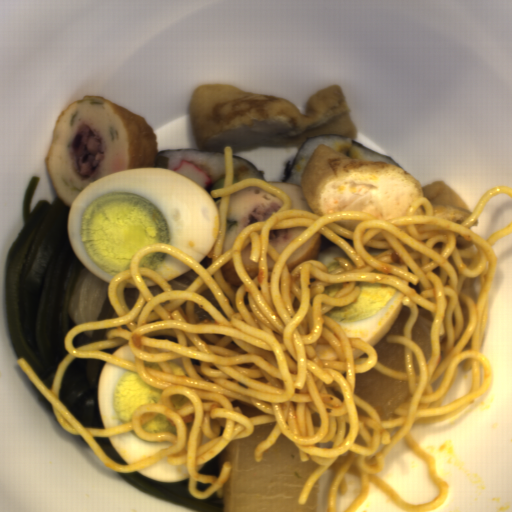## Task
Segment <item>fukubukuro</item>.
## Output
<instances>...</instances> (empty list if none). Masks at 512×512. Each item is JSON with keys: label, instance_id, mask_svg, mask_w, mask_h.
I'll list each match as a JSON object with an SVG mask.
<instances>
[{"label": "fukubukuro", "instance_id": "obj_8", "mask_svg": "<svg viewBox=\"0 0 512 512\" xmlns=\"http://www.w3.org/2000/svg\"><path fill=\"white\" fill-rule=\"evenodd\" d=\"M222 274L224 279L227 281V283L231 286V288L236 293L237 290L240 288V286L243 284L242 281L239 279L235 272V268L233 265L232 259L225 264L222 268Z\"/></svg>", "mask_w": 512, "mask_h": 512}, {"label": "fukubukuro", "instance_id": "obj_7", "mask_svg": "<svg viewBox=\"0 0 512 512\" xmlns=\"http://www.w3.org/2000/svg\"><path fill=\"white\" fill-rule=\"evenodd\" d=\"M241 257L244 265V269L250 279L252 280L254 277L258 275L259 263L251 260V242L244 247L241 251Z\"/></svg>", "mask_w": 512, "mask_h": 512}, {"label": "fukubukuro", "instance_id": "obj_2", "mask_svg": "<svg viewBox=\"0 0 512 512\" xmlns=\"http://www.w3.org/2000/svg\"><path fill=\"white\" fill-rule=\"evenodd\" d=\"M267 183L288 195V209L321 217L336 211H365L382 220L397 218L406 216L419 197L431 201L436 217L461 224L472 214L442 180L424 187L397 164L353 157L325 143L311 154L298 184Z\"/></svg>", "mask_w": 512, "mask_h": 512}, {"label": "fukubukuro", "instance_id": "obj_9", "mask_svg": "<svg viewBox=\"0 0 512 512\" xmlns=\"http://www.w3.org/2000/svg\"><path fill=\"white\" fill-rule=\"evenodd\" d=\"M479 224H480L479 219L476 218L468 229H470L471 231L474 232L478 228Z\"/></svg>", "mask_w": 512, "mask_h": 512}, {"label": "fukubukuro", "instance_id": "obj_3", "mask_svg": "<svg viewBox=\"0 0 512 512\" xmlns=\"http://www.w3.org/2000/svg\"><path fill=\"white\" fill-rule=\"evenodd\" d=\"M45 162L56 195L71 207L85 186L109 173L157 168V142L145 119L87 94L60 112Z\"/></svg>", "mask_w": 512, "mask_h": 512}, {"label": "fukubukuro", "instance_id": "obj_1", "mask_svg": "<svg viewBox=\"0 0 512 512\" xmlns=\"http://www.w3.org/2000/svg\"><path fill=\"white\" fill-rule=\"evenodd\" d=\"M189 118L201 152L233 153L260 148L288 149L316 135L358 136L341 86L318 91L299 112L281 97L252 94L224 84H204L195 89Z\"/></svg>", "mask_w": 512, "mask_h": 512}, {"label": "fukubukuro", "instance_id": "obj_6", "mask_svg": "<svg viewBox=\"0 0 512 512\" xmlns=\"http://www.w3.org/2000/svg\"><path fill=\"white\" fill-rule=\"evenodd\" d=\"M306 229H308L307 226L270 230L268 244L272 246L280 256L286 247Z\"/></svg>", "mask_w": 512, "mask_h": 512}, {"label": "fukubukuro", "instance_id": "obj_5", "mask_svg": "<svg viewBox=\"0 0 512 512\" xmlns=\"http://www.w3.org/2000/svg\"><path fill=\"white\" fill-rule=\"evenodd\" d=\"M323 234L315 232L307 239L286 261L290 274L304 261L316 260L321 251V239Z\"/></svg>", "mask_w": 512, "mask_h": 512}, {"label": "fukubukuro", "instance_id": "obj_4", "mask_svg": "<svg viewBox=\"0 0 512 512\" xmlns=\"http://www.w3.org/2000/svg\"><path fill=\"white\" fill-rule=\"evenodd\" d=\"M283 204L277 196L262 188L249 186L230 193L222 255L231 250L243 228L271 218Z\"/></svg>", "mask_w": 512, "mask_h": 512}]
</instances>
